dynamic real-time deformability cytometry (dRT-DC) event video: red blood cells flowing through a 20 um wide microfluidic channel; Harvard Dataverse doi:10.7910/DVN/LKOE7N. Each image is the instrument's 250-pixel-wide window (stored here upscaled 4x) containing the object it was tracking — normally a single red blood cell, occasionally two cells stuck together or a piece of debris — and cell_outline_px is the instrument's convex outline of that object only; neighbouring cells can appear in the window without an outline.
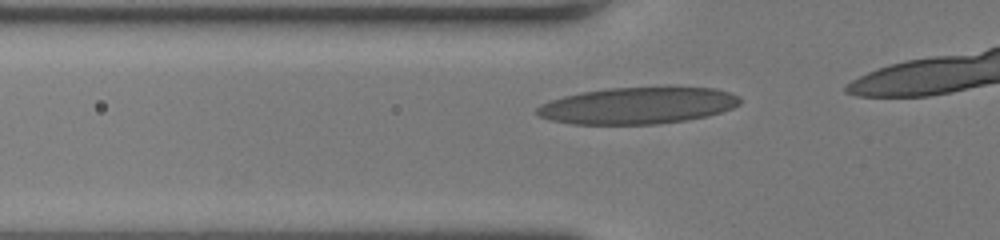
{"species": "human", "species_latin": "Homo sapiens", "temperature_condition": "room temperature", "stored_images_in_passage": 17, "camera_frame_rate_fps": 3000, "um_per_image_px": 0.085, "donor": {"sex": "female"}, "frame": {"image": 1, "passage_image": 6, "time_ms": 1.667, "image_size_px": [1000, 240], "cell_outline_px": [[740, 104], [732, 108], [720, 112], [704, 116], [684, 120], [656, 124], [572, 124], [548, 120], [540, 116], [536, 112], [536, 108], [540, 104], [564, 96], [580, 92], [608, 88], [716, 88], [740, 96]], "centroid_in_image_um": [54.16, 8.98], "position_along_channel_um": 71.6, "area_um2": 43.0}}
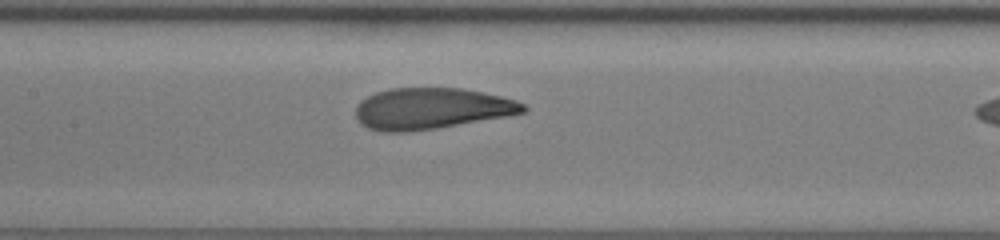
{"frame": {"image": 2, "passage_image": 13, "time_ms": 4.0, "image_size_px": [1000, 240], "cell_outline_px": [[528, 108], [524, 112], [508, 116], [436, 128], [408, 132], [380, 132], [368, 128], [360, 124], [356, 120], [356, 104], [360, 100], [376, 92], [388, 88], [464, 88], [484, 92], [516, 100], [524, 104]], "centroid_in_image_um": [36.63, 9.23], "position_along_channel_um": 170.8, "area_um2": 40.58}}
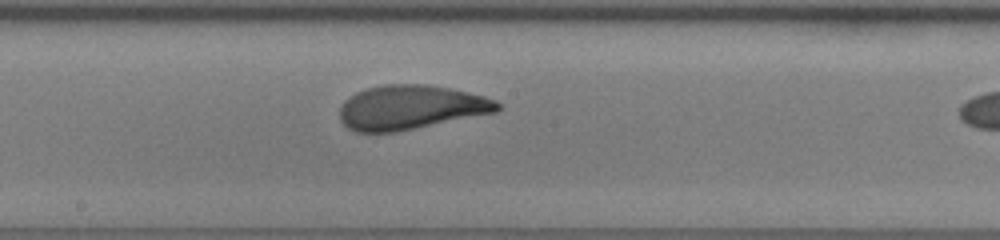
{"frame": {"image": 3, "passage_image": 16, "time_ms": 5.0, "image_size_px": [1000, 240], "cell_outline_px": [[500, 108], [496, 112], [396, 132], [356, 132], [348, 128], [340, 120], [340, 108], [344, 100], [356, 92], [368, 88], [384, 84], [424, 84], [448, 88], [484, 96], [496, 100], [500, 104]], "centroid_in_image_um": [34.88, 9.13], "position_along_channel_um": 213.3, "area_um2": 40.52}}